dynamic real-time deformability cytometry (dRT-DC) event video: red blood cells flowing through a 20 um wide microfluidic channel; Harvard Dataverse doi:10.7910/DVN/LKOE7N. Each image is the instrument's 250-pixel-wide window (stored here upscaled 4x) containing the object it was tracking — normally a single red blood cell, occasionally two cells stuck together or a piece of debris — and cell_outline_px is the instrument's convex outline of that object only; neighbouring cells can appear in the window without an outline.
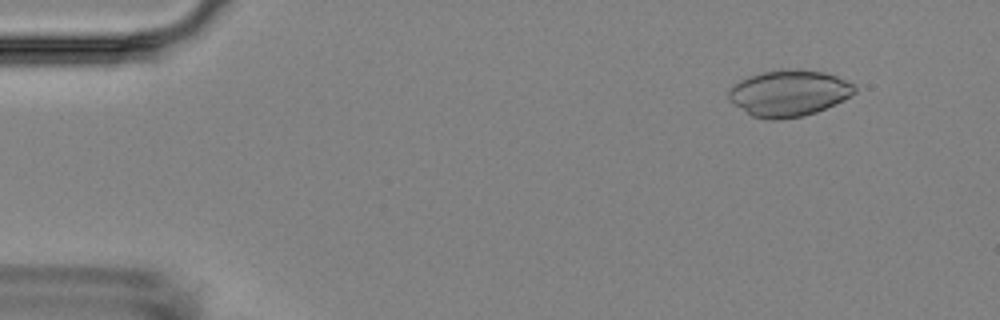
{"species": "Egyptian fruit bat (a non-hibernating species)", "species_latin": "Rousettus aegyptiacus", "temperature_condition": "room temperature", "stored_images_in_passage": 5, "camera_frame_rate_fps": 3000, "um_per_image_px": 0.085, "animal": {"sex": "female"}, "frame": {"image": 1, "passage_image": 2, "time_ms": 1.0, "image_size_px": [1000, 320], "cell_outline_px": [[856, 92], [844, 100], [836, 104], [816, 112], [804, 116], [780, 120], [768, 120], [752, 116], [728, 100], [728, 92], [740, 80], [748, 76], [764, 72], [796, 68], [824, 72], [836, 76], [856, 84]], "centroid_in_image_um": [67.09, 7.93], "position_along_channel_um": 17.9, "area_um2": 34.1}}